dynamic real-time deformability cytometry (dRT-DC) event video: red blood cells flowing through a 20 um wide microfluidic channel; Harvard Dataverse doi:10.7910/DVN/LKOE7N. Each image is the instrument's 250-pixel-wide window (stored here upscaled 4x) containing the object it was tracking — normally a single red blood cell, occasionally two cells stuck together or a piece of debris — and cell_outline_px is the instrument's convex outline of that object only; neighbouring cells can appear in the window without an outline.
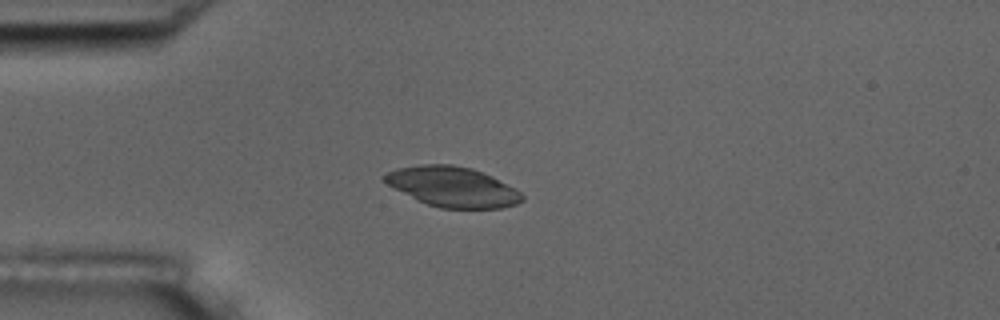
{"species": "common noctule bat (a hibernating species)", "species_latin": "Nyctalus noctula", "temperature_condition": "room temperature", "stored_images_in_passage": 1, "camera_frame_rate_fps": 3000, "um_per_image_px": 0.085, "animal": {"sex": "male", "body_mass_g": 17.5, "forearm_length_mm": 52.3}, "frame": {"image": 1, "passage_image": 1, "time_ms": 0.0, "image_size_px": [1000, 320], "cell_outline_px": [[524, 200], [516, 204], [500, 208], [440, 208], [428, 204], [388, 184], [384, 180], [384, 176], [388, 172], [396, 168], [420, 164], [452, 164], [472, 168], [492, 176], [516, 188], [524, 196]], "centroid_in_image_um": [38.53, 15.86], "position_along_channel_um": 46.5, "area_um2": 31.79}}